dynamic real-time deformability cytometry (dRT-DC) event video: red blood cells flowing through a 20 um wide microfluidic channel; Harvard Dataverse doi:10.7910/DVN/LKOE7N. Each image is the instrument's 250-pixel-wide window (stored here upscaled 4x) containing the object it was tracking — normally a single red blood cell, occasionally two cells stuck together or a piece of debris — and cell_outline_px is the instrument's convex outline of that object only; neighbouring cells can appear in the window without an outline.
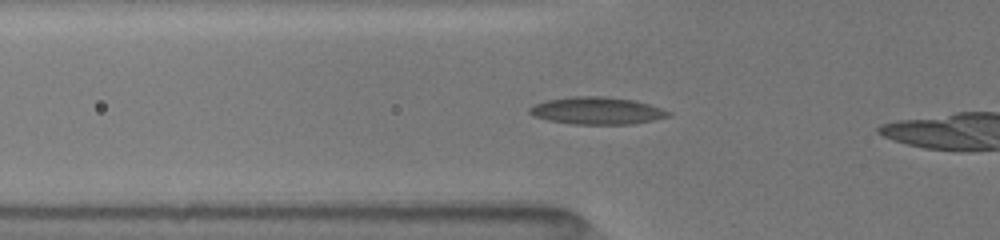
{"species": "common noctule bat (a hibernating species)", "species_latin": "Nyctalus noctula", "temperature_condition": "room temperature", "stored_images_in_passage": 14, "camera_frame_rate_fps": 3000, "um_per_image_px": 0.085, "animal": {"sex": "female", "body_mass_g": 19.5, "forearm_length_mm": 54.1}, "frame": {"image": 1, "passage_image": 9, "time_ms": 2.333, "image_size_px": [1000, 240], "cell_outline_px": [[668, 116], [632, 124], [568, 124], [548, 120], [536, 116], [528, 112], [528, 108], [536, 104], [548, 100], [580, 96], [588, 96], [628, 100], [644, 104], [668, 112]], "centroid_in_image_um": [50.61, 9.44], "position_along_channel_um": 75.2, "area_um2": 20.98}}
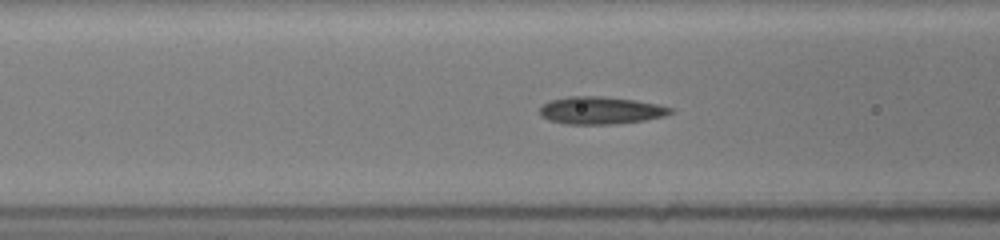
{"frame": {"image": 2, "passage_image": 12, "time_ms": 3.333, "image_size_px": [1000, 240], "cell_outline_px": [[672, 112], [660, 116], [644, 120], [616, 124], [564, 124], [552, 120], [544, 116], [540, 112], [540, 108], [544, 104], [552, 100], [572, 96], [604, 96], [632, 100], [656, 104], [672, 108]], "centroid_in_image_um": [51.04, 9.38], "position_along_channel_um": 115.6, "area_um2": 20.4}}